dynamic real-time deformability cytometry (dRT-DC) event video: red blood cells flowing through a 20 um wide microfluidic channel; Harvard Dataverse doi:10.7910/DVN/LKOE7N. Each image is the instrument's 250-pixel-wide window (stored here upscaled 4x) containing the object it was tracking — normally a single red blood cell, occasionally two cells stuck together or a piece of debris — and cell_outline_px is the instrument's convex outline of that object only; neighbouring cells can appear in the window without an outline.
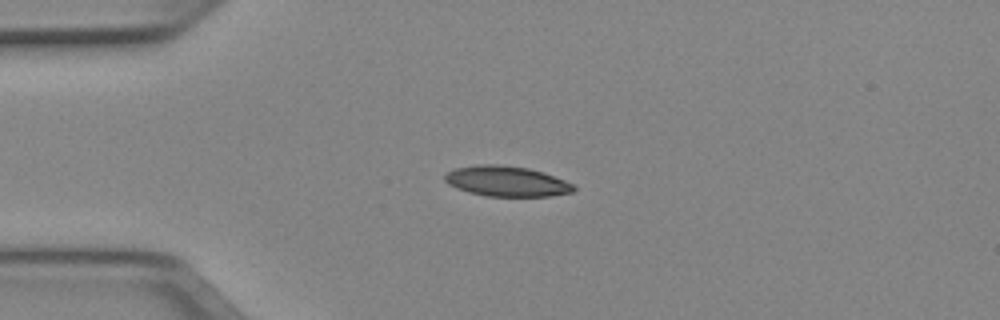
{"species": "Egyptian fruit bat (a non-hibernating species)", "species_latin": "Rousettus aegyptiacus", "temperature_condition": "cold", "stored_images_in_passage": 39, "camera_frame_rate_fps": 3000, "um_per_image_px": 0.085, "animal": {"sex": "female"}, "frame": {"image": 1, "passage_image": 1, "time_ms": 0.0, "image_size_px": [1000, 320], "cell_outline_px": [[576, 188], [572, 192], [552, 196], [488, 196], [468, 192], [456, 188], [448, 184], [444, 180], [444, 176], [448, 172], [456, 168], [476, 164], [500, 164], [528, 168], [544, 172], [564, 180], [572, 184]], "centroid_in_image_um": [43.05, 15.4], "position_along_channel_um": 42.0, "area_um2": 22.83}}
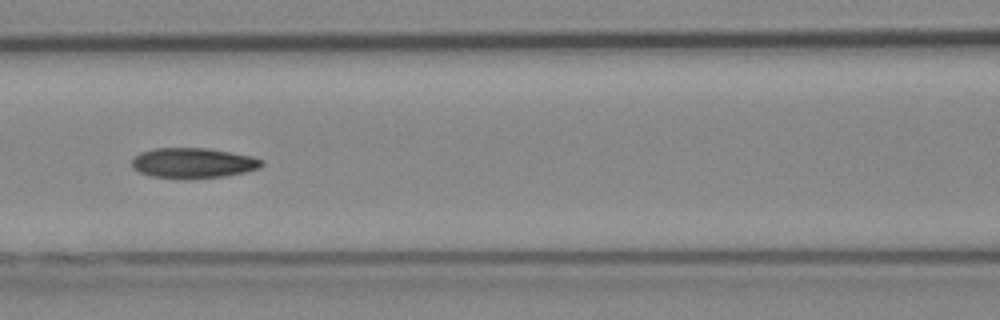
{"frame": {"image": 2, "passage_image": 11, "time_ms": 3.333, "image_size_px": [1000, 320], "cell_outline_px": [[264, 164], [260, 168], [244, 172], [224, 176], [188, 180], [152, 176], [140, 172], [132, 168], [132, 160], [140, 152], [156, 148], [208, 148], [252, 156], [264, 160]], "centroid_in_image_um": [16.43, 13.86], "position_along_channel_um": 150.2, "area_um2": 23.12}}
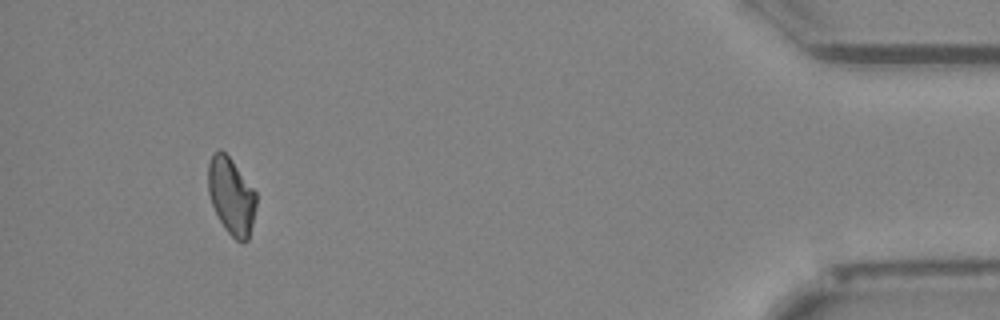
{"frame": {"image": 3, "passage_image": 36, "time_ms": 11.667, "image_size_px": [1000, 320], "cell_outline_px": [[256, 204], [252, 224], [248, 240], [244, 244], [236, 240], [224, 228], [212, 204], [208, 192], [208, 164], [212, 152], [220, 148], [232, 160], [256, 192]], "centroid_in_image_um": [19.65, 16.65], "position_along_channel_um": 415.6, "area_um2": 21.5}, "authors_computed_cell_mechanics": {"area_um2": 22.3686, "velocity_mm_per_s": 3.9786, "shape_relaxation_time_tau1_ms": null, "shape_relaxation_time_tau2_ms": 6.2611, "deformation_change_tau1": null, "deformation_change_tau2": 0.1342}}